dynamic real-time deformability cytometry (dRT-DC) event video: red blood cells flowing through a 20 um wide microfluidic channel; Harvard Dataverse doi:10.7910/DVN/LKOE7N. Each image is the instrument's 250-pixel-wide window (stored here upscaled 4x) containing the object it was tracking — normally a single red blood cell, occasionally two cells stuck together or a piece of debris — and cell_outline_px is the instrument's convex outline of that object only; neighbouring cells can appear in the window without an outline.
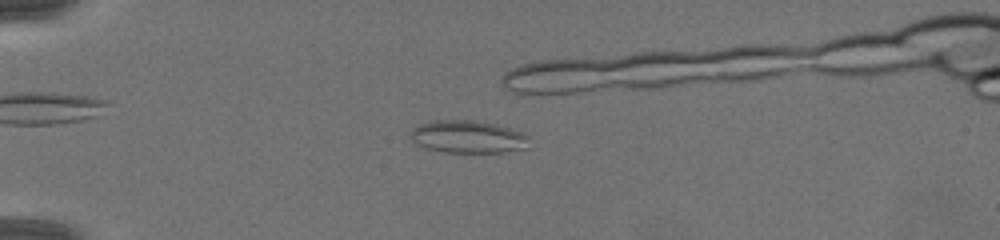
{"species": "common noctule bat (a hibernating species)", "species_latin": "Nyctalus noctula", "temperature_condition": "warm", "stored_images_in_passage": 6, "camera_frame_rate_fps": 3000, "um_per_image_px": 0.085, "animal": {"sex": "female", "body_mass_g": 19.5, "forearm_length_mm": 54.1}, "frame": {"image": 1, "passage_image": 1, "time_ms": 0.0, "image_size_px": [1000, 240], "cell_outline_px": [[528, 136], [524, 148], [504, 152], [444, 152], [424, 148], [416, 144], [412, 140], [412, 132], [420, 124], [432, 120], [476, 120], [496, 124], [520, 132]], "centroid_in_image_um": [39.73, 11.62], "position_along_channel_um": 45.3, "area_um2": 22.2}}